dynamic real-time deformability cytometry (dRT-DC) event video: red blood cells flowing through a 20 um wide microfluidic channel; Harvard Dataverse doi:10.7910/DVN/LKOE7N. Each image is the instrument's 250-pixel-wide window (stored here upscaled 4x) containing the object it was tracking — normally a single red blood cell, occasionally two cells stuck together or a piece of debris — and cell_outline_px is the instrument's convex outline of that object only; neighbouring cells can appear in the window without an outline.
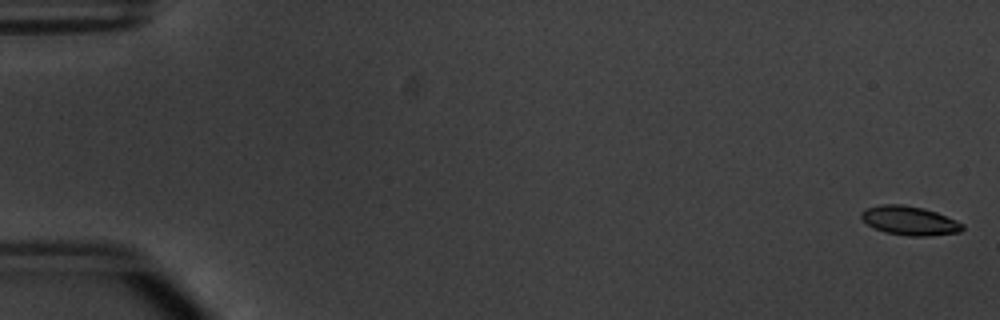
{"species": "common noctule bat (a hibernating species)", "species_latin": "Nyctalus noctula", "temperature_condition": "warm", "stored_images_in_passage": 17, "camera_frame_rate_fps": 3000, "um_per_image_px": 0.085, "animal": {"sex": "male", "body_mass_g": 20.1, "forearm_length_mm": 53.5}, "frame": {"image": 1, "passage_image": 1, "time_ms": 0.0, "image_size_px": [1000, 320], "cell_outline_px": [[964, 228], [960, 232], [928, 236], [908, 236], [884, 232], [868, 224], [860, 216], [860, 212], [864, 208], [880, 204], [904, 204], [924, 208], [936, 212], [956, 220], [964, 224]], "centroid_in_image_um": [77.31, 18.74], "position_along_channel_um": 7.7, "area_um2": 17.22}}
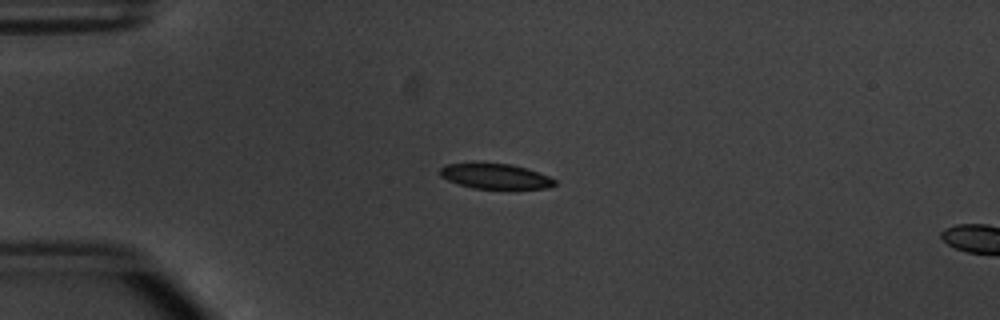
{"frame": {"image": 2, "passage_image": 14, "time_ms": 4.333, "image_size_px": [1000, 320], "cell_outline_px": [[556, 184], [548, 188], [472, 188], [448, 180], [440, 176], [440, 168], [444, 164], [512, 164], [548, 176], [556, 180]], "centroid_in_image_um": [42.09, 14.99], "position_along_channel_um": 42.9, "area_um2": 16.3}}